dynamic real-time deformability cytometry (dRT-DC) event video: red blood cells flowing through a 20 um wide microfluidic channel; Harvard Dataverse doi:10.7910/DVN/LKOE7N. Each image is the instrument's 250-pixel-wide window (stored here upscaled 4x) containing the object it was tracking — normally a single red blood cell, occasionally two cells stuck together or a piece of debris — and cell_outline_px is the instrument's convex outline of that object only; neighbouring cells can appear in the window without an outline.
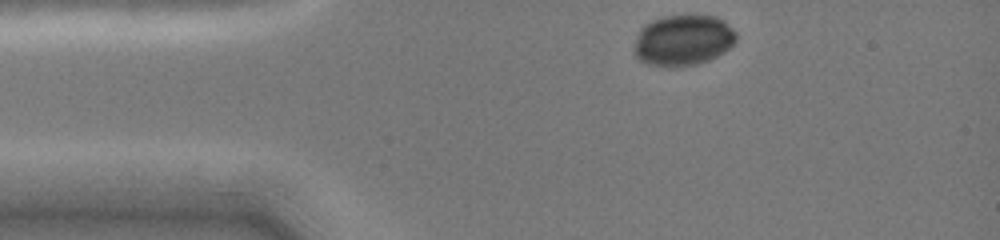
{"species": "common noctule bat (a hibernating species)", "species_latin": "Nyctalus noctula", "temperature_condition": "cold", "stored_images_in_passage": 3, "camera_frame_rate_fps": 3000, "um_per_image_px": 0.085, "animal": {"sex": "female", "body_mass_g": 19.0, "forearm_length_mm": 51.5}, "frame": {"image": 1, "passage_image": 1, "time_ms": 0.0, "image_size_px": [1000, 240], "cell_outline_px": [[736, 40], [724, 52], [708, 60], [696, 64], [676, 68], [664, 68], [644, 64], [636, 56], [636, 40], [640, 28], [644, 24], [652, 20], [664, 16], [716, 16], [732, 28], [736, 36]], "centroid_in_image_um": [58.03, 3.45], "position_along_channel_um": 27.0, "area_um2": 30.23}}